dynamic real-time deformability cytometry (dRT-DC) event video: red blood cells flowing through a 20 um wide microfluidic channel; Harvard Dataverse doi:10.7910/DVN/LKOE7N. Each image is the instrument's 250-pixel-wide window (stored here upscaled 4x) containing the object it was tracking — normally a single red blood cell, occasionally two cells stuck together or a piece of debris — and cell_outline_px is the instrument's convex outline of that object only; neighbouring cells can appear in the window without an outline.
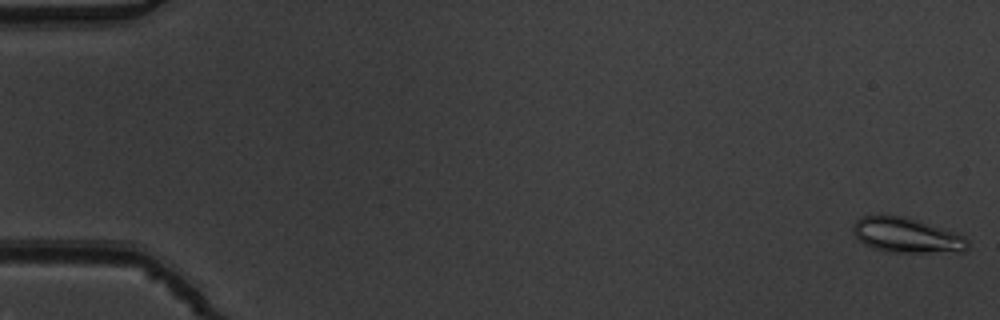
{"species": "common noctule bat (a hibernating species)", "species_latin": "Nyctalus noctula", "temperature_condition": "warm", "stored_images_in_passage": 11, "camera_frame_rate_fps": 3000, "um_per_image_px": 0.085, "animal": {"sex": "male", "body_mass_g": 19.5, "forearm_length_mm": 54.6}, "frame": {"image": 1, "passage_image": 1, "time_ms": 0.0, "image_size_px": [1000, 320], "cell_outline_px": [[968, 248], [964, 252], [888, 252], [872, 248], [864, 244], [852, 232], [852, 224], [860, 216], [904, 216], [964, 236], [968, 240]], "centroid_in_image_um": [77.03, 20.02], "position_along_channel_um": 8.0, "area_um2": 23.12}}